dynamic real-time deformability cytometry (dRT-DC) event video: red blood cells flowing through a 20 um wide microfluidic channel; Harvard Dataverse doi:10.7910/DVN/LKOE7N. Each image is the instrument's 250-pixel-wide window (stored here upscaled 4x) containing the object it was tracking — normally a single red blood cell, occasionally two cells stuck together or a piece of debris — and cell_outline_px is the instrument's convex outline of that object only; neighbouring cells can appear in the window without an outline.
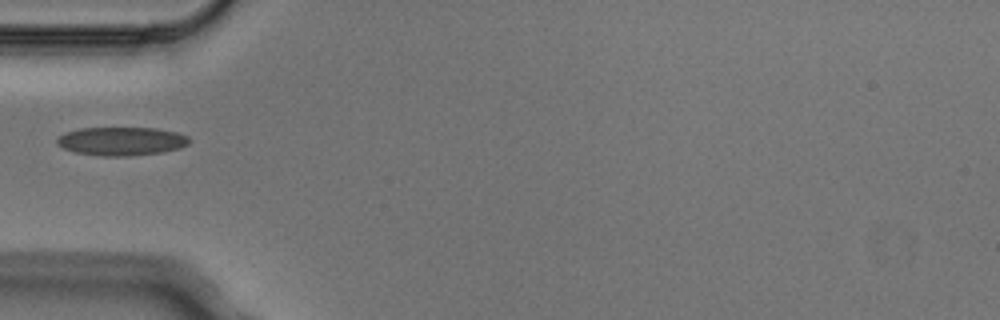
{"species": "Egyptian fruit bat (a non-hibernating species)", "species_latin": "Rousettus aegyptiacus", "temperature_condition": "cold", "stored_images_in_passage": 3, "camera_frame_rate_fps": 3000, "um_per_image_px": 0.085, "animal": {"sex": "male"}, "frame": {"image": 1, "passage_image": 3, "time_ms": 0.667, "image_size_px": [1000, 320], "cell_outline_px": [[192, 140], [188, 144], [180, 148], [164, 152], [128, 156], [100, 156], [76, 152], [64, 148], [56, 144], [56, 140], [64, 132], [80, 128], [156, 128], [176, 132], [188, 136]], "centroid_in_image_um": [10.34, 12.0], "position_along_channel_um": 74.7, "area_um2": 22.08}}